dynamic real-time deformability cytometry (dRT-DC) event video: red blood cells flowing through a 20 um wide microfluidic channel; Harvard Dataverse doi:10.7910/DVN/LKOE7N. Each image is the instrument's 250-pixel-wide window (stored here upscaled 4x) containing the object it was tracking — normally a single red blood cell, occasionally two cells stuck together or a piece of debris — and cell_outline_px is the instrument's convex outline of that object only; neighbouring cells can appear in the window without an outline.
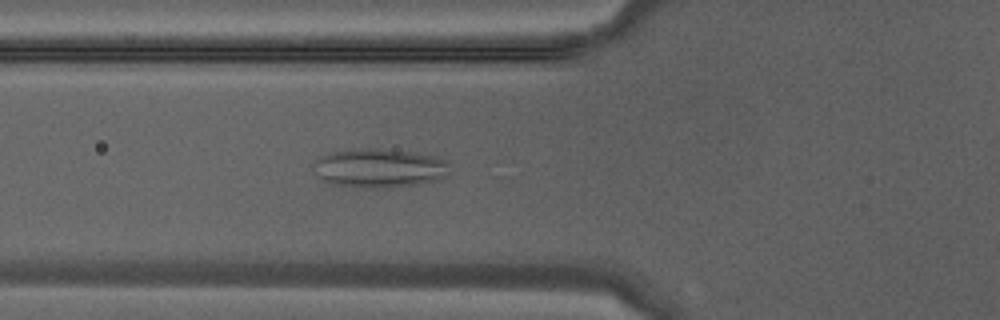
{"species": "Egyptian fruit bat (a non-hibernating species)", "species_latin": "Rousettus aegyptiacus", "temperature_condition": "warm", "stored_images_in_passage": 37, "camera_frame_rate_fps": 3000, "um_per_image_px": 0.085, "animal": {"sex": "male"}, "frame": {"image": 1, "passage_image": 11, "time_ms": 3.333, "image_size_px": [1000, 320], "cell_outline_px": [[448, 176], [436, 180], [420, 184], [392, 188], [356, 188], [332, 184], [320, 180], [316, 176], [312, 164], [320, 156], [328, 152], [352, 148], [380, 148], [412, 152], [436, 156], [448, 160]], "centroid_in_image_um": [32.2, 14.29], "position_along_channel_um": 93.6, "area_um2": 31.91}}
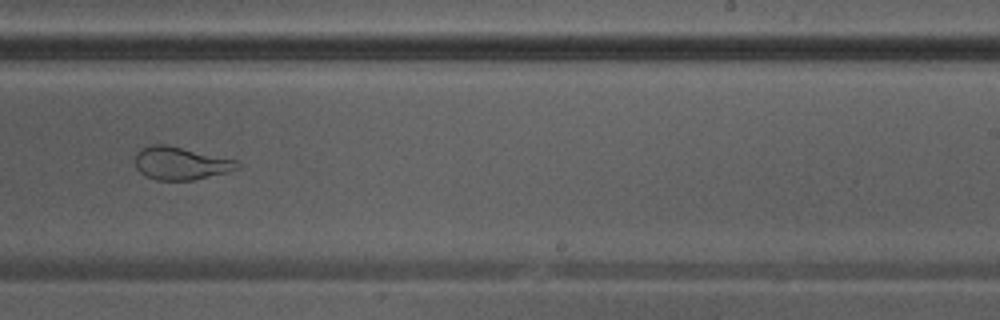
{"frame": {"image": 2, "passage_image": 22, "time_ms": 7.0, "image_size_px": [1000, 320], "cell_outline_px": [[244, 164], [240, 168], [228, 172], [192, 180], [156, 180], [144, 176], [136, 168], [136, 152], [148, 144], [164, 144], [236, 160]], "centroid_in_image_um": [15.36, 13.89], "position_along_channel_um": 273.6, "area_um2": 19.59}}